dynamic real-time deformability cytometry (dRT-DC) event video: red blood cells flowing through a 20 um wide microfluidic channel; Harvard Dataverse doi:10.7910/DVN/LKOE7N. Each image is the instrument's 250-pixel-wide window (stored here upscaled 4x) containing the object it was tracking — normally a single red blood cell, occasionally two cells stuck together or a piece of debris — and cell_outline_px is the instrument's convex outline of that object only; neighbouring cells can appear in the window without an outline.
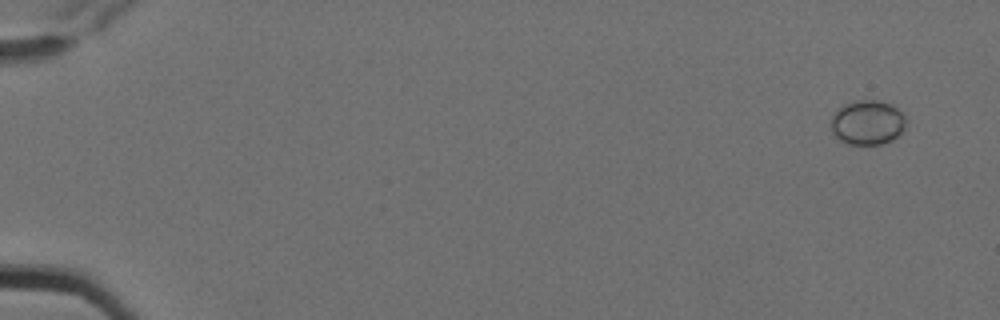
{"species": "Egyptian fruit bat (a non-hibernating species)", "species_latin": "Rousettus aegyptiacus", "temperature_condition": "cold", "stored_images_in_passage": 9, "camera_frame_rate_fps": 3000, "um_per_image_px": 0.085, "animal": {"sex": "female"}, "frame": {"image": 1, "passage_image": 1, "time_ms": 0.0, "image_size_px": [1000, 320], "cell_outline_px": [[904, 128], [892, 140], [884, 144], [848, 144], [840, 140], [832, 132], [832, 116], [844, 104], [856, 100], [876, 100], [892, 104], [904, 116]], "centroid_in_image_um": [73.73, 10.41], "position_along_channel_um": 11.3, "area_um2": 19.19}}
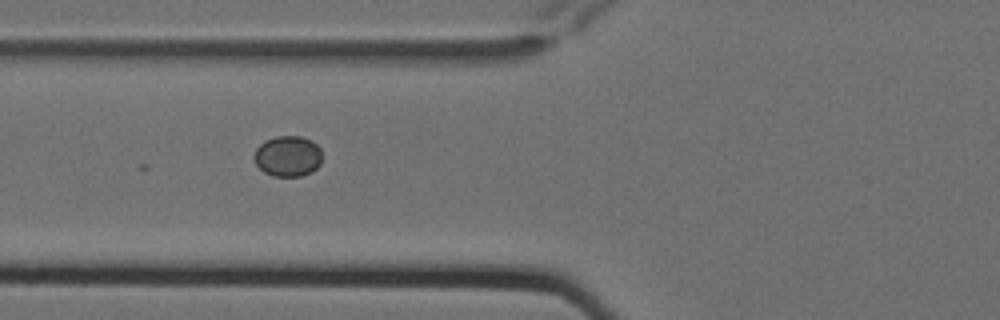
{"frame": {"image": 2, "passage_image": 7, "time_ms": 2.0, "image_size_px": [1000, 320], "cell_outline_px": [[320, 164], [312, 172], [300, 176], [272, 176], [264, 172], [256, 164], [252, 156], [256, 148], [264, 140], [276, 136], [300, 136], [312, 140], [320, 148]], "centroid_in_image_um": [24.43, 13.27], "position_along_channel_um": 101.4, "area_um2": 16.24}}
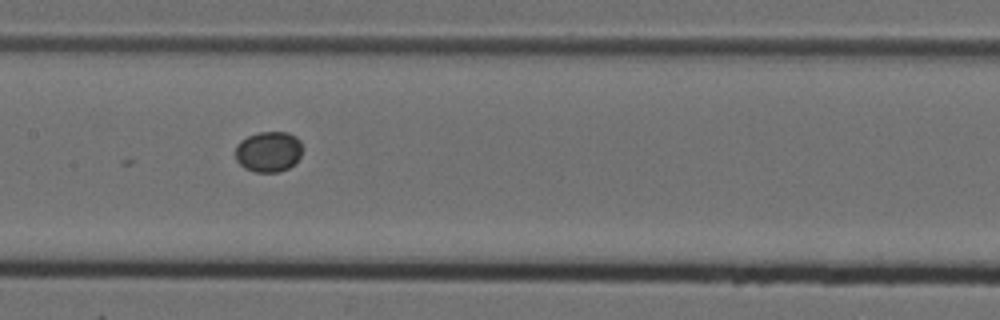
{"frame": {"image": 3, "passage_image": 9, "time_ms": 2.667, "image_size_px": [1000, 320], "cell_outline_px": [[300, 156], [288, 168], [280, 172], [256, 172], [244, 168], [236, 160], [236, 144], [240, 140], [256, 132], [288, 132], [296, 136], [300, 140]], "centroid_in_image_um": [22.79, 12.88], "position_along_channel_um": 184.6, "area_um2": 15.84}}